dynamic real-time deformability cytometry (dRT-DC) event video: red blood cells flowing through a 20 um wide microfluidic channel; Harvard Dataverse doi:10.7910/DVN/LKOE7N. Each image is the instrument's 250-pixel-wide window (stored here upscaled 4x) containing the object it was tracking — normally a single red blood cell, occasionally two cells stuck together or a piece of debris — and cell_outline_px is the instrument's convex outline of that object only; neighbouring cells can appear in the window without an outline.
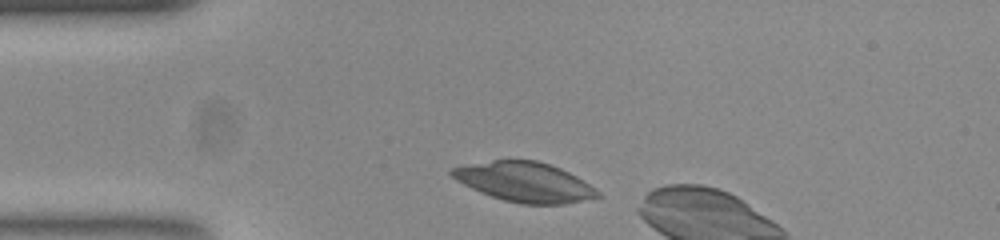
{"species": "common noctule bat (a hibernating species)", "species_latin": "Nyctalus noctula", "temperature_condition": "room temperature", "stored_images_in_passage": 6, "camera_frame_rate_fps": 3000, "um_per_image_px": 0.085, "animal": {"sex": "female", "body_mass_g": 23.0, "forearm_length_mm": 53.4}, "frame": {"image": 1, "passage_image": 2, "time_ms": 0.333, "image_size_px": [1000, 240], "cell_outline_px": [[604, 196], [564, 204], [520, 204], [504, 200], [480, 192], [456, 180], [448, 172], [452, 168], [492, 160], [536, 160], [560, 168], [576, 176], [596, 188]], "centroid_in_image_um": [44.63, 15.48], "position_along_channel_um": 40.4, "area_um2": 33.52}}